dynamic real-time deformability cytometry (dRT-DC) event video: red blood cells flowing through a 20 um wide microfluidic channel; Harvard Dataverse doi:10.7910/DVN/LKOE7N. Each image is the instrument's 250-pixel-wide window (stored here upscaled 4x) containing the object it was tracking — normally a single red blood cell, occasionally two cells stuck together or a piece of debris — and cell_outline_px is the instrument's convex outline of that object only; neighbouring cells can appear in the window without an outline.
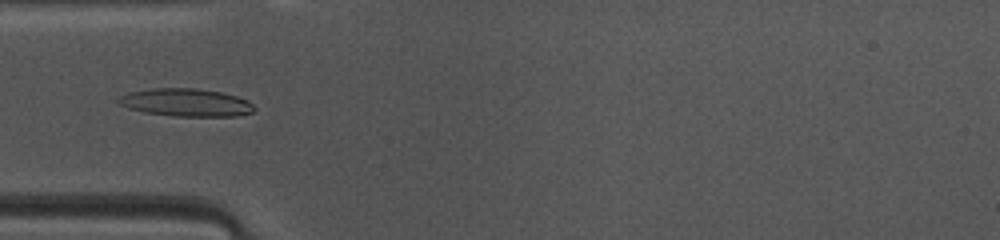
{"species": "common noctule bat (a hibernating species)", "species_latin": "Nyctalus noctula", "temperature_condition": "warm", "stored_images_in_passage": 46, "camera_frame_rate_fps": 3000, "um_per_image_px": 0.085, "animal": {"sex": "female", "body_mass_g": 10.0, "forearm_length_mm": 53.1}, "frame": {"image": 1, "passage_image": 13, "time_ms": 4.0, "image_size_px": [1000, 240], "cell_outline_px": [[256, 108], [252, 112], [236, 116], [172, 116], [144, 112], [128, 108], [120, 104], [116, 100], [120, 96], [128, 92], [152, 88], [196, 88], [220, 92], [236, 96], [248, 100]], "centroid_in_image_um": [15.79, 8.71], "position_along_channel_um": 69.2, "area_um2": 22.02}}
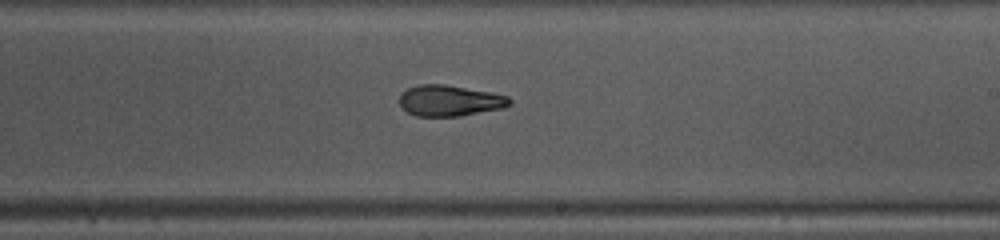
{"frame": {"image": 2, "passage_image": 26, "time_ms": 8.333, "image_size_px": [1000, 240], "cell_outline_px": [[512, 104], [504, 108], [460, 116], [416, 116], [408, 112], [400, 104], [400, 96], [408, 88], [420, 84], [444, 84], [492, 92], [508, 96], [512, 100]], "centroid_in_image_um": [38.28, 8.55], "position_along_channel_um": 250.7, "area_um2": 19.88}}
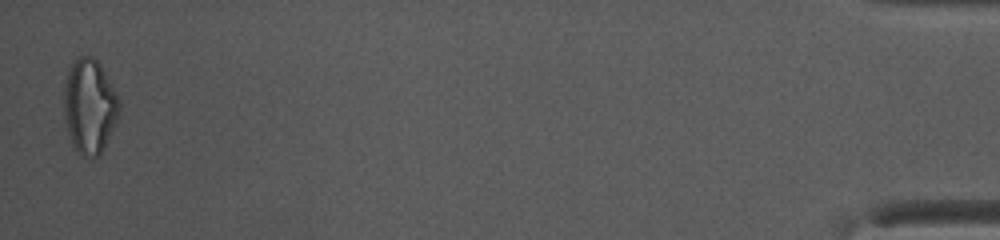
{"frame": {"image": 3, "passage_image": 46, "time_ms": 15.0, "image_size_px": [1000, 240], "cell_outline_px": [[120, 112], [100, 152], [92, 160], [80, 156], [72, 144], [68, 136], [64, 120], [64, 84], [68, 72], [72, 64], [80, 56], [92, 56], [100, 64], [120, 100]], "centroid_in_image_um": [7.58, 9.05], "position_along_channel_um": 427.6, "area_um2": 30.35}, "authors_computed_cell_mechanics": {"area_um2": 20.6346, "velocity_mm_per_s": 4.152, "shape_relaxation_time_tau1_ms": 8.1532, "shape_relaxation_time_tau2_ms": 2.9809, "deformation_change_tau1": 0.2304, "deformation_change_tau2": 0.1124}}